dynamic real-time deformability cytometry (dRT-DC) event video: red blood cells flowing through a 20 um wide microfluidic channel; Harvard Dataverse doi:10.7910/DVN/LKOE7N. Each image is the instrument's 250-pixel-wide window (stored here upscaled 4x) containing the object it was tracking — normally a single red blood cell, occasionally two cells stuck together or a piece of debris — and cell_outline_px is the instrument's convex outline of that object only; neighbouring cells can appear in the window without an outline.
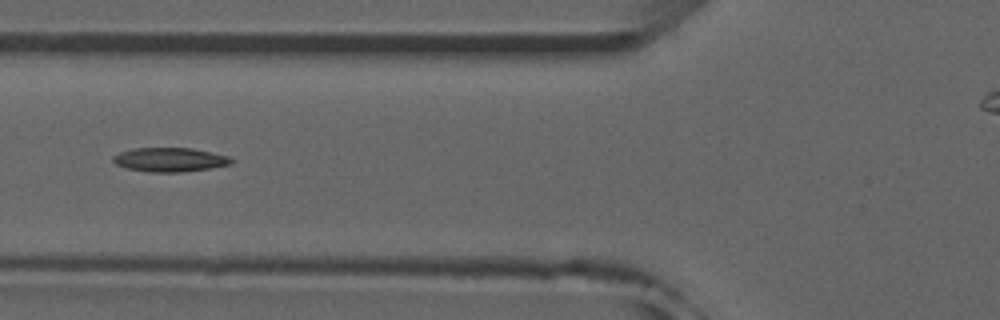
{"species": "common noctule bat (a hibernating species)", "species_latin": "Nyctalus noctula", "temperature_condition": "room temperature", "stored_images_in_passage": 33, "camera_frame_rate_fps": 3000, "um_per_image_px": 0.085, "animal": {"sex": "male", "forearm_length_mm": 52.5}, "frame": {"image": 1, "passage_image": 6, "time_ms": 1.667, "image_size_px": [1000, 320], "cell_outline_px": [[236, 160], [232, 164], [212, 168], [180, 172], [152, 172], [128, 168], [116, 164], [112, 160], [112, 156], [120, 152], [132, 148], [192, 148], [228, 156]], "centroid_in_image_um": [14.47, 13.57], "position_along_channel_um": 111.3, "area_um2": 16.59}}